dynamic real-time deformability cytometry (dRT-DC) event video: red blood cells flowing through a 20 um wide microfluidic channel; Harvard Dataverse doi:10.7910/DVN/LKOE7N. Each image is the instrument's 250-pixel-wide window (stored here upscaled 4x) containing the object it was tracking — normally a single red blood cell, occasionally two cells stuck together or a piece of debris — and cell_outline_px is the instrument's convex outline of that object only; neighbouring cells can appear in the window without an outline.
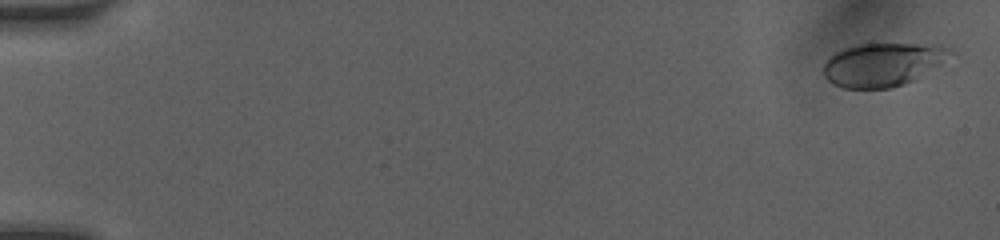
{"species": "human", "species_latin": "Homo sapiens", "temperature_condition": "room temperature", "stored_images_in_passage": 29, "camera_frame_rate_fps": 3000, "um_per_image_px": 0.085, "donor": {"sex": "female"}, "frame": {"image": 1, "passage_image": 1, "time_ms": 0.0, "image_size_px": [1000, 240], "cell_outline_px": [[952, 52], [940, 64], [912, 80], [904, 84], [892, 88], [844, 88], [832, 84], [824, 76], [824, 64], [828, 56], [844, 48], [860, 44], [940, 44], [952, 48]], "centroid_in_image_um": [75.01, 5.47], "position_along_channel_um": 10.0, "area_um2": 31.91}}
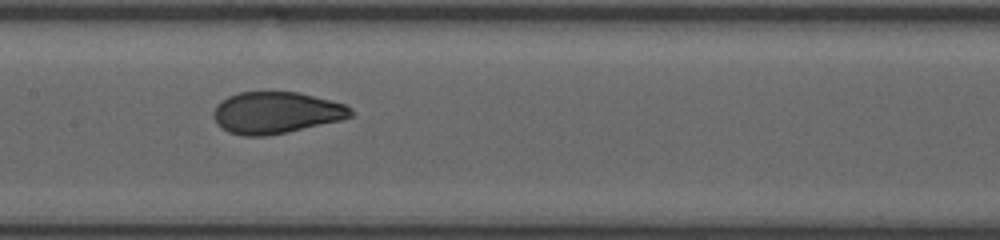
{"frame": {"image": 2, "passage_image": 15, "time_ms": 8.333, "image_size_px": [1000, 240], "cell_outline_px": [[352, 116], [340, 120], [288, 132], [264, 136], [244, 136], [228, 132], [216, 124], [212, 116], [212, 112], [216, 104], [228, 96], [240, 92], [300, 92], [344, 104], [352, 108]], "centroid_in_image_um": [23.42, 9.58], "position_along_channel_um": 184.0, "area_um2": 33.41}}
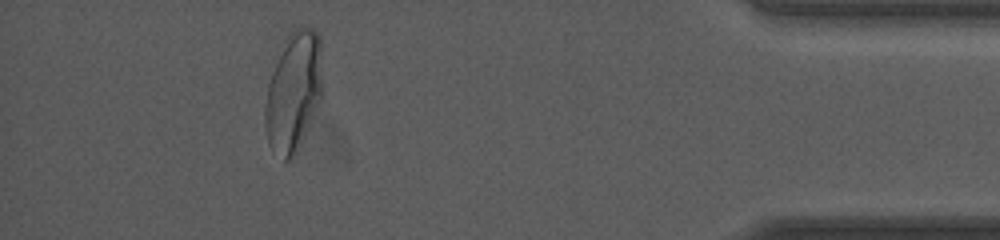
{"frame": {"image": 3, "passage_image": 27, "time_ms": 15.0, "image_size_px": [1000, 240], "cell_outline_px": [[324, 96], [300, 144], [292, 156], [284, 164], [268, 144], [264, 124], [264, 108], [268, 84], [272, 72], [288, 32], [296, 28], [312, 28], [320, 36], [324, 92]], "centroid_in_image_um": [24.98, 7.81], "position_along_channel_um": 410.2, "area_um2": 40.69}, "authors_computed_cell_mechanics": {"area_um2": 33.8708, "velocity_mm_per_s": 4.1081, "shape_relaxation_time_tau1_ms": 3.0793, "shape_relaxation_time_tau2_ms": null, "deformation_change_tau1": 0.1422, "deformation_change_tau2": null}}